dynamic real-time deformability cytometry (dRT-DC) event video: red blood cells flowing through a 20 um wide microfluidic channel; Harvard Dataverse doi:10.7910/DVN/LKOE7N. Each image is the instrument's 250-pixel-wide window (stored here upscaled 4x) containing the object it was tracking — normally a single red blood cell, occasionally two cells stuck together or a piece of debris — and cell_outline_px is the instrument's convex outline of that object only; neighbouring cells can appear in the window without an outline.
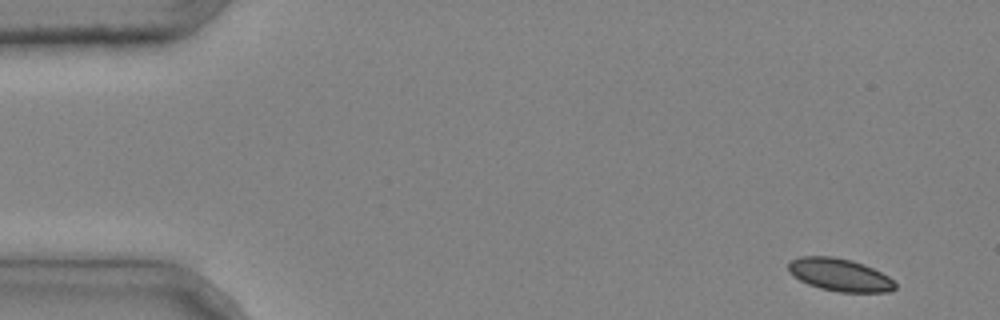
{"species": "common noctule bat (a hibernating species)", "species_latin": "Nyctalus noctula", "temperature_condition": "cold", "stored_images_in_passage": 4, "camera_frame_rate_fps": 3000, "um_per_image_px": 0.085, "animal": {"sex": "male", "body_mass_g": 20.4}, "frame": {"image": 1, "passage_image": 1, "time_ms": 0.0, "image_size_px": [1000, 320], "cell_outline_px": [[896, 288], [888, 292], [840, 292], [820, 288], [808, 284], [800, 280], [788, 272], [788, 260], [800, 256], [832, 256], [852, 260], [864, 264], [888, 276], [896, 284]], "centroid_in_image_um": [71.34, 23.35], "position_along_channel_um": 13.7, "area_um2": 20.4}}
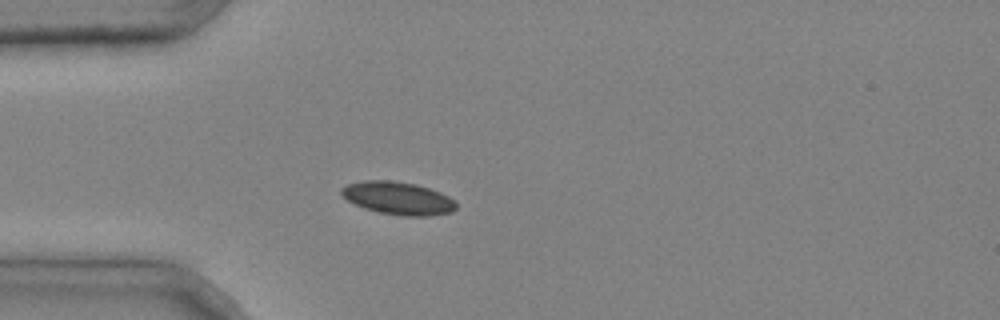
{"frame": {"image": 2, "passage_image": 4, "time_ms": 1.0, "image_size_px": [1000, 320], "cell_outline_px": [[456, 208], [452, 212], [432, 216], [400, 216], [380, 212], [364, 208], [348, 200], [340, 192], [340, 188], [348, 184], [364, 180], [388, 180], [416, 184], [440, 192], [448, 196], [456, 204]], "centroid_in_image_um": [33.84, 16.85], "position_along_channel_um": 51.2, "area_um2": 21.85}}